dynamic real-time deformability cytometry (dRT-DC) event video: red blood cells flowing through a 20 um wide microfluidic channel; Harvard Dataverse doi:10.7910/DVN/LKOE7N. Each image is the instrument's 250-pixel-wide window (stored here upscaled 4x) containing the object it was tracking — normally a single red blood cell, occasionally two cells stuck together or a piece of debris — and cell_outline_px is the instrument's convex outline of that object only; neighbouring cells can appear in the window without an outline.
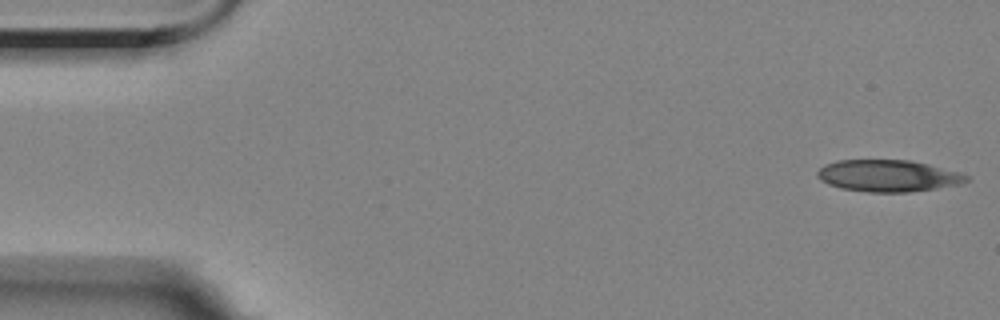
{"species": "Egyptian fruit bat (a non-hibernating species)", "species_latin": "Rousettus aegyptiacus", "temperature_condition": "room temperature", "stored_images_in_passage": 5, "camera_frame_rate_fps": 3000, "um_per_image_px": 0.085, "animal": {"sex": "female"}, "frame": {"image": 1, "passage_image": 1, "time_ms": 0.0, "image_size_px": [1000, 320], "cell_outline_px": [[972, 180], [964, 184], [908, 192], [868, 192], [840, 188], [828, 184], [820, 180], [816, 176], [816, 172], [824, 164], [836, 160], [912, 160], [960, 172], [968, 176]], "centroid_in_image_um": [75.5, 14.94], "position_along_channel_um": 9.5, "area_um2": 27.92}}
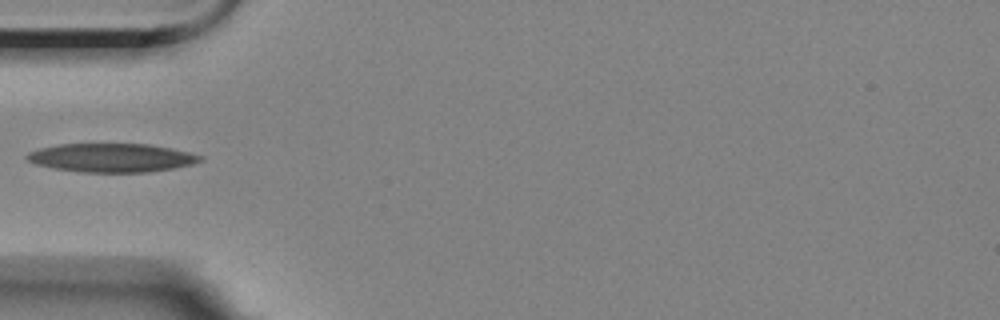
{"frame": {"image": 2, "passage_image": 5, "time_ms": 5.333, "image_size_px": [1000, 320], "cell_outline_px": [[204, 160], [192, 164], [172, 168], [148, 172], [80, 172], [56, 168], [36, 164], [28, 160], [24, 156], [28, 152], [40, 148], [60, 144], [148, 144], [188, 152], [204, 156]], "centroid_in_image_um": [9.49, 13.41], "position_along_channel_um": 75.5, "area_um2": 28.73}}